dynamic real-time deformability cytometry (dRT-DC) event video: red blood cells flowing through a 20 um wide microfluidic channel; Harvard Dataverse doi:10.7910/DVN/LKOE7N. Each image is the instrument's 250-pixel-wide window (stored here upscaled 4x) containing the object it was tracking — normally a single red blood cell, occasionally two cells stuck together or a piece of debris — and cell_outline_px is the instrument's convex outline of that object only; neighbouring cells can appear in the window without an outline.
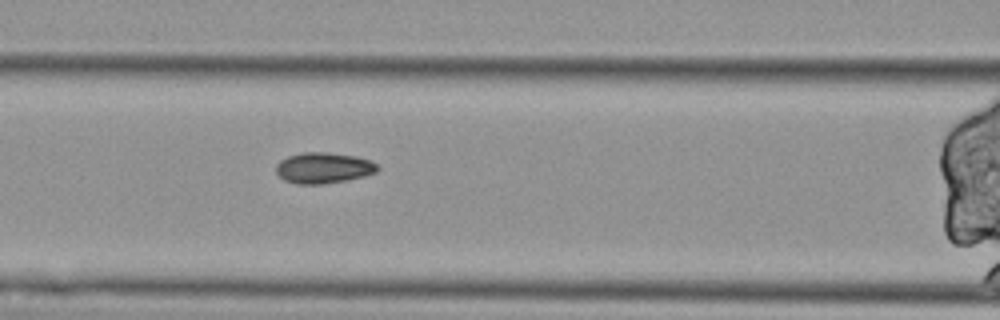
{"species": "Egyptian fruit bat (a non-hibernating species)", "species_latin": "Rousettus aegyptiacus", "temperature_condition": "cold", "stored_images_in_passage": 52, "segment_of_instrument_passage": [2, 2], "camera_frame_rate_fps": 3000, "um_per_image_px": 0.085, "animal": {"sex": "female"}, "frame": {"image": 1, "passage_image": 18, "time_ms": 5.667, "image_size_px": [1000, 320], "cell_outline_px": [[380, 168], [376, 172], [364, 176], [348, 180], [320, 184], [296, 184], [284, 180], [276, 172], [276, 164], [280, 160], [288, 156], [304, 152], [328, 152], [356, 156], [368, 160], [376, 164]], "centroid_in_image_um": [27.48, 14.27], "position_along_channel_um": 139.1, "area_um2": 18.26}}
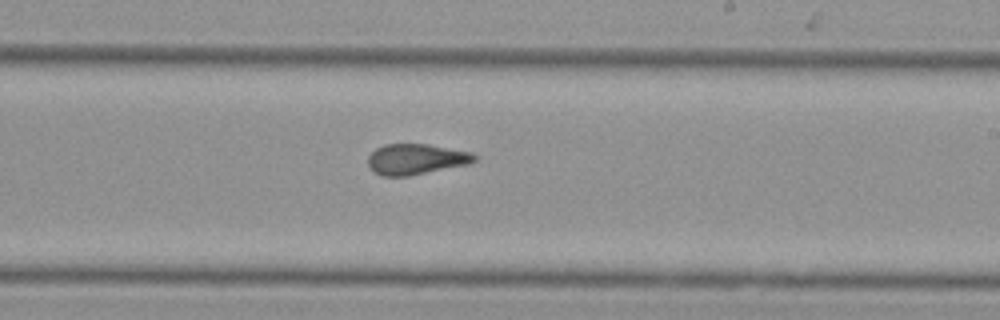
{"frame": {"image": 2, "passage_image": 28, "time_ms": 9.0, "image_size_px": [1000, 320], "cell_outline_px": [[480, 156], [476, 160], [468, 164], [408, 176], [384, 176], [368, 168], [368, 156], [376, 148], [384, 144], [428, 144], [472, 152]], "centroid_in_image_um": [35.38, 13.52], "position_along_channel_um": 253.6, "area_um2": 19.07}}
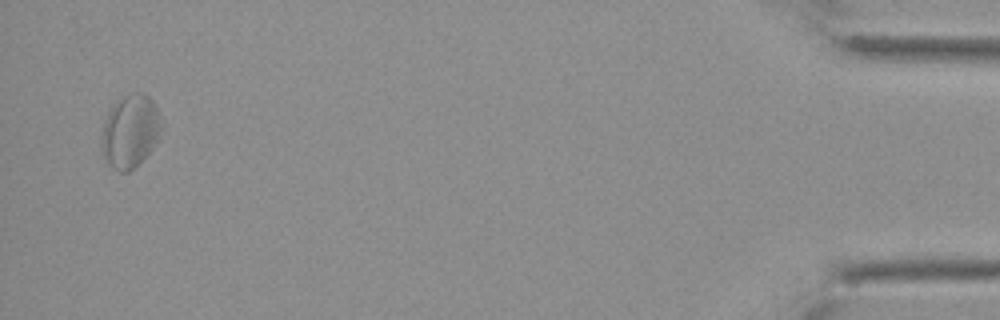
{"frame": {"image": 3, "passage_image": 50, "time_ms": 16.333, "image_size_px": [1000, 320], "cell_outline_px": [[164, 124], [160, 136], [148, 152], [128, 172], [120, 172], [104, 156], [104, 120], [112, 104], [116, 100], [132, 92], [144, 92], [152, 100]], "centroid_in_image_um": [11.13, 11.06], "position_along_channel_um": 424.1, "area_um2": 24.8}}